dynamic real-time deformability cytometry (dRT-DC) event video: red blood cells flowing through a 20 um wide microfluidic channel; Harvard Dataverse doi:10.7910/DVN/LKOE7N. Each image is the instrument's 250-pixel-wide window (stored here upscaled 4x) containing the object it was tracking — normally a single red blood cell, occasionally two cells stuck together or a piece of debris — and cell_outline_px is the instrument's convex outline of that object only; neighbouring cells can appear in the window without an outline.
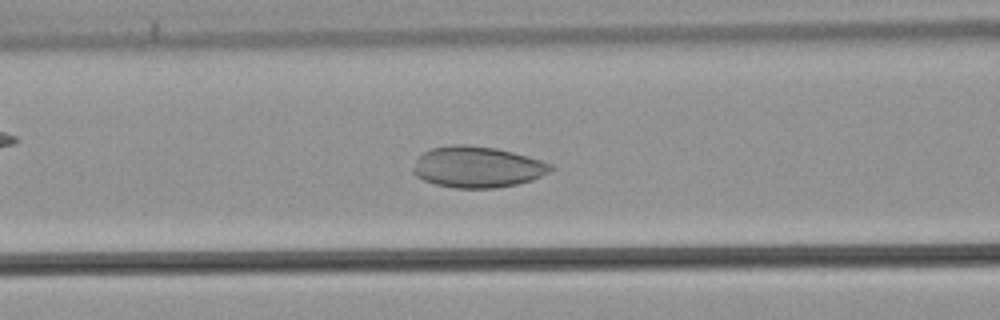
{"species": "common noctule bat (a hibernating species)", "species_latin": "Nyctalus noctula", "temperature_condition": "warm", "stored_images_in_passage": 53, "camera_frame_rate_fps": 3000, "um_per_image_px": 0.085, "animal": {"sex": "male", "body_mass_g": 21.5, "forearm_length_mm": 52.0}, "frame": {"image": 1, "passage_image": 22, "time_ms": 7.0, "image_size_px": [1000, 320], "cell_outline_px": [[556, 168], [532, 180], [516, 184], [496, 188], [456, 188], [436, 184], [424, 180], [416, 176], [412, 172], [412, 168], [416, 160], [424, 152], [432, 148], [452, 144], [464, 144], [496, 148], [528, 156], [552, 164]], "centroid_in_image_um": [40.57, 14.19], "position_along_channel_um": 126.0, "area_um2": 32.95}}
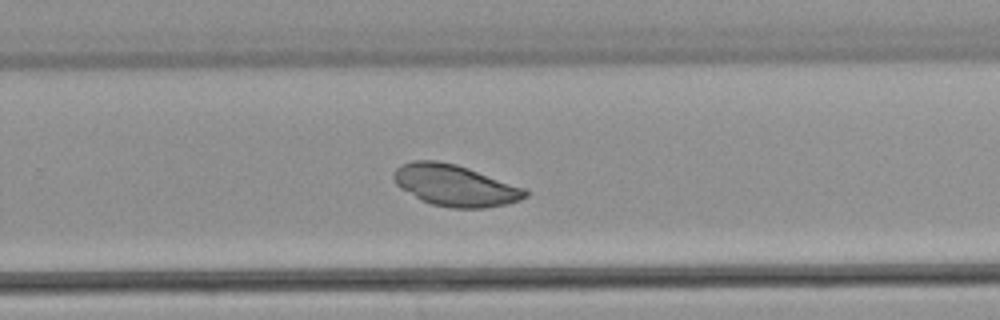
{"frame": {"image": 2, "passage_image": 35, "time_ms": 11.333, "image_size_px": [1000, 320], "cell_outline_px": [[528, 196], [520, 200], [508, 204], [484, 208], [452, 208], [432, 204], [420, 200], [400, 188], [396, 184], [392, 176], [396, 168], [400, 164], [412, 160], [436, 160], [456, 164], [528, 188]], "centroid_in_image_um": [38.7, 15.76], "position_along_channel_um": 291.1, "area_um2": 32.14}}
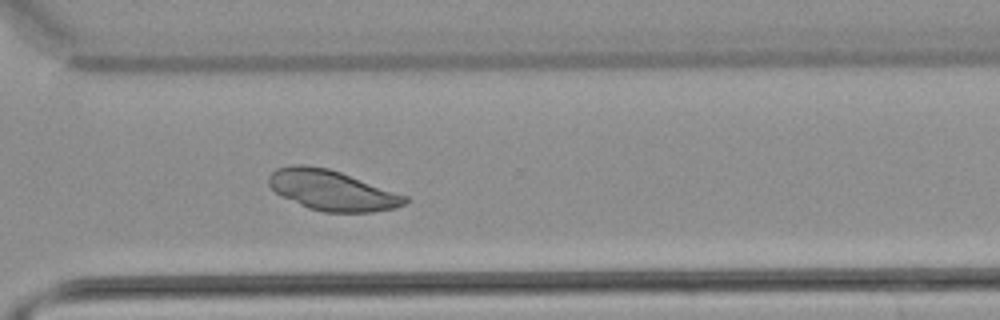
{"frame": {"image": 3, "passage_image": 39, "time_ms": 12.667, "image_size_px": [1000, 320], "cell_outline_px": [[408, 200], [404, 204], [396, 208], [372, 212], [324, 212], [308, 208], [276, 192], [268, 184], [268, 176], [276, 168], [292, 164], [304, 164], [328, 168], [340, 172], [408, 196]], "centroid_in_image_um": [28.22, 16.16], "position_along_channel_um": 342.4, "area_um2": 31.79}}